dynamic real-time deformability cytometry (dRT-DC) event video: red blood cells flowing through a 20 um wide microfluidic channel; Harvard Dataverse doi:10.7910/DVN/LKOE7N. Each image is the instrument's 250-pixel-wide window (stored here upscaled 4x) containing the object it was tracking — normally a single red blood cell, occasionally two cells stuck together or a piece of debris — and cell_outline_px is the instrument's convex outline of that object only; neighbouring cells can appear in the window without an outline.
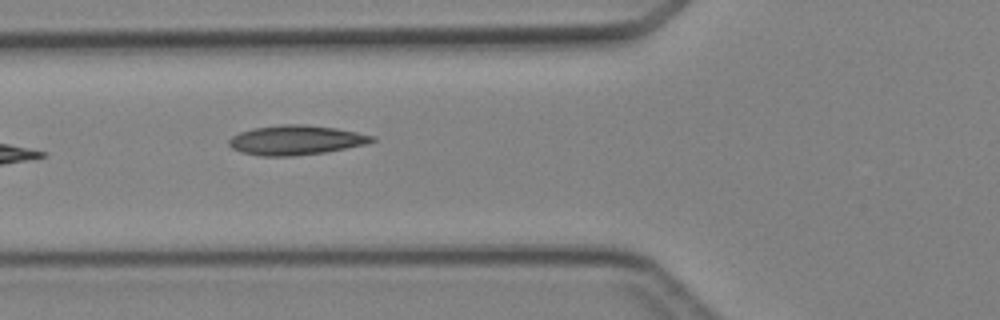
{"species": "Egyptian fruit bat (a non-hibernating species)", "species_latin": "Rousettus aegyptiacus", "temperature_condition": "cold", "stored_images_in_passage": 7, "camera_frame_rate_fps": 3000, "um_per_image_px": 0.085, "animal": {"sex": "female"}, "frame": {"image": 1, "passage_image": 6, "time_ms": 6.0, "image_size_px": [1000, 320], "cell_outline_px": [[376, 140], [364, 144], [324, 152], [292, 156], [260, 156], [244, 152], [232, 148], [228, 144], [228, 140], [232, 136], [240, 132], [252, 128], [284, 124], [300, 124], [336, 128], [376, 136]], "centroid_in_image_um": [25.13, 11.9], "position_along_channel_um": 100.7, "area_um2": 24.39}}
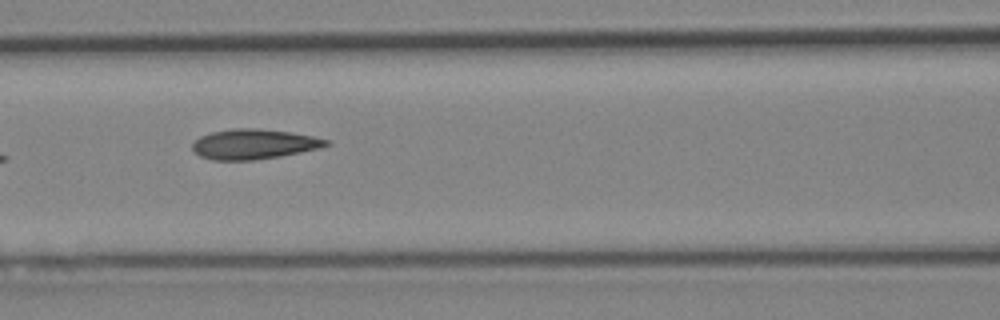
{"frame": {"image": 2, "passage_image": 7, "time_ms": 7.0, "image_size_px": [1000, 320], "cell_outline_px": [[332, 144], [320, 148], [280, 156], [256, 160], [212, 160], [200, 156], [192, 148], [192, 144], [200, 136], [212, 132], [232, 128], [256, 128], [288, 132], [312, 136], [328, 140]], "centroid_in_image_um": [21.57, 12.25], "position_along_channel_um": 145.0, "area_um2": 23.29}}